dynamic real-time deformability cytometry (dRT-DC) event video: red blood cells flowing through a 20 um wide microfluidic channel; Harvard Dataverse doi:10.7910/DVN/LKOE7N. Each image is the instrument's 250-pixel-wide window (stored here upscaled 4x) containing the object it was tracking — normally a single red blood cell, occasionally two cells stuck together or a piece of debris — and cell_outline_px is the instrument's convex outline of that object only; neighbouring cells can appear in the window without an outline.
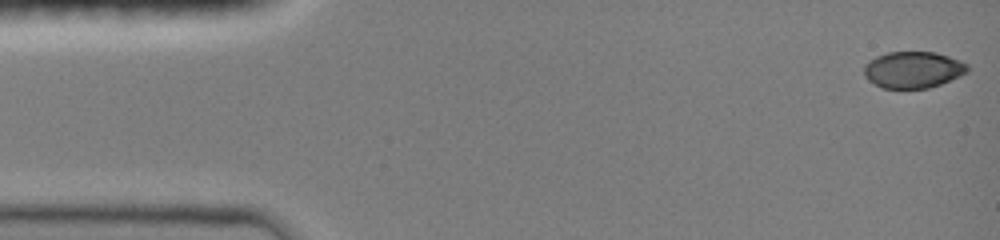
{"species": "common noctule bat (a hibernating species)", "species_latin": "Nyctalus noctula", "temperature_condition": "room temperature", "stored_images_in_passage": 58, "camera_frame_rate_fps": 3000, "um_per_image_px": 0.085, "animal": {"sex": "female", "body_mass_g": 19.0, "forearm_length_mm": 51.5}, "frame": {"image": 1, "passage_image": 1, "time_ms": 0.0, "image_size_px": [1000, 240], "cell_outline_px": [[968, 72], [960, 76], [940, 84], [928, 88], [880, 88], [868, 80], [864, 76], [864, 68], [876, 56], [888, 52], [936, 52], [960, 60], [968, 64]], "centroid_in_image_um": [77.63, 5.93], "position_along_channel_um": 7.4, "area_um2": 21.96}}
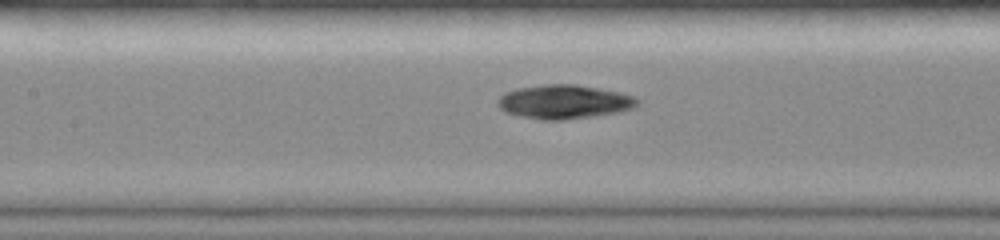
{"frame": {"image": 2, "passage_image": 23, "time_ms": 6.667, "image_size_px": [1000, 240], "cell_outline_px": [[640, 104], [636, 108], [620, 112], [596, 116], [564, 120], [540, 120], [520, 116], [504, 112], [496, 104], [496, 100], [504, 92], [516, 88], [544, 84], [576, 84], [620, 92], [632, 96], [640, 100]], "centroid_in_image_um": [47.95, 8.66], "position_along_channel_um": 159.4, "area_um2": 28.15}}
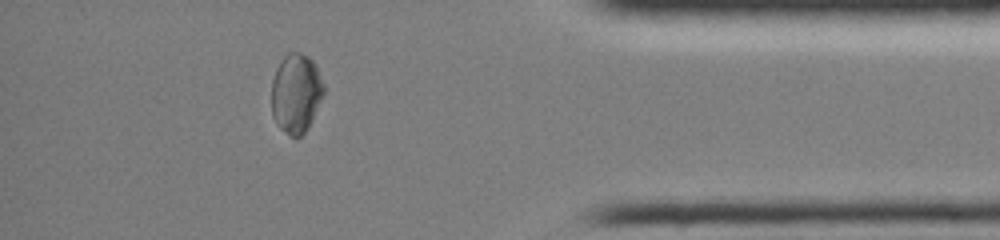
{"frame": {"image": 3, "passage_image": 48, "time_ms": 13.333, "image_size_px": [1000, 240], "cell_outline_px": [[324, 92], [312, 120], [304, 132], [296, 140], [280, 128], [276, 124], [272, 116], [272, 80], [276, 68], [280, 60], [288, 52], [300, 52], [308, 56], [316, 64], [324, 84]], "centroid_in_image_um": [25.15, 7.91], "position_along_channel_um": 410.0, "area_um2": 24.33}, "authors_computed_cell_mechanics": {"area_um2": 25.3164, "velocity_mm_per_s": 4.0651, "shape_relaxation_time_tau1_ms": 10.1339, "shape_relaxation_time_tau2_ms": 7.4516, "deformation_change_tau1": 0.2429, "deformation_change_tau2": 0.1061}}